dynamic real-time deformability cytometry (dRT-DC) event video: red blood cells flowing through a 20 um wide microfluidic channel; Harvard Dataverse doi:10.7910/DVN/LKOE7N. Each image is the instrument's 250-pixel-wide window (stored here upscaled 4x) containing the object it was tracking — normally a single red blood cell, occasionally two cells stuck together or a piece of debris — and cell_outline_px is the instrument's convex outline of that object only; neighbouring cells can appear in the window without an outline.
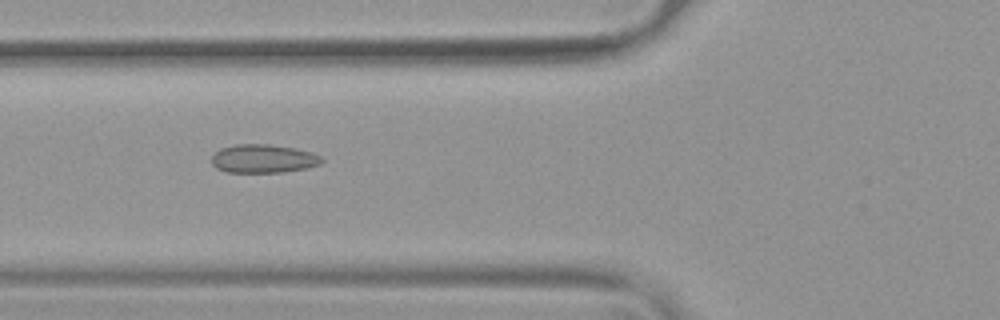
{"species": "common noctule bat (a hibernating species)", "species_latin": "Nyctalus noctula", "temperature_condition": "warm", "stored_images_in_passage": 46, "camera_frame_rate_fps": 3000, "um_per_image_px": 0.085, "animal": {"sex": "female", "body_mass_g": 19.9}, "frame": {"image": 1, "passage_image": 13, "time_ms": 4.0, "image_size_px": [1000, 320], "cell_outline_px": [[324, 160], [320, 164], [308, 168], [284, 172], [228, 172], [216, 168], [212, 164], [212, 156], [220, 148], [236, 144], [268, 144], [296, 148], [312, 152], [320, 156]], "centroid_in_image_um": [22.4, 13.48], "position_along_channel_um": 103.4, "area_um2": 18.38}}
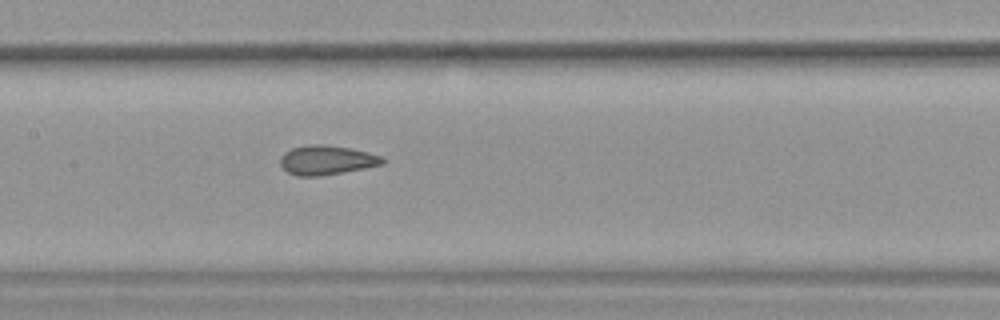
{"frame": {"image": 2, "passage_image": 19, "time_ms": 6.0, "image_size_px": [1000, 320], "cell_outline_px": [[388, 160], [384, 164], [364, 168], [320, 176], [296, 176], [288, 172], [280, 164], [280, 156], [284, 152], [292, 148], [308, 144], [324, 144], [352, 148], [384, 156]], "centroid_in_image_um": [27.8, 13.59], "position_along_channel_um": 179.6, "area_um2": 17.74}}
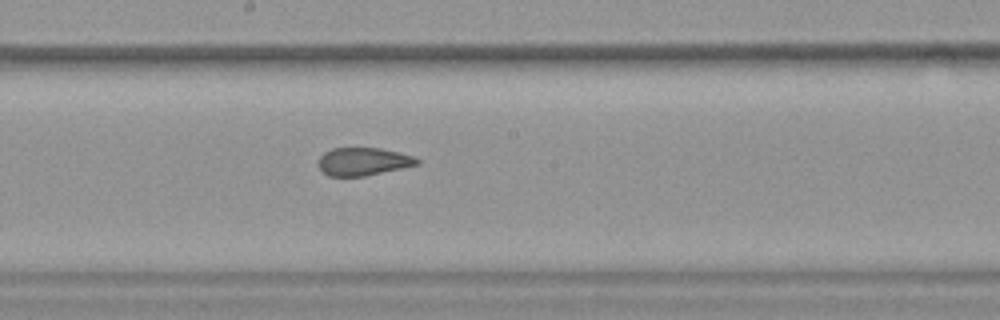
{"frame": {"image": 3, "passage_image": 22, "time_ms": 7.0, "image_size_px": [1000, 320], "cell_outline_px": [[420, 164], [364, 176], [328, 176], [316, 164], [316, 160], [324, 152], [332, 148], [380, 148], [400, 152], [412, 156], [420, 160]], "centroid_in_image_um": [30.84, 13.72], "position_along_channel_um": 217.4, "area_um2": 16.13}, "authors_computed_cell_mechanics": {"area_um2": 17.9758, "velocity_mm_per_s": 3.8036, "shape_relaxation_time_tau1_ms": null, "shape_relaxation_time_tau2_ms": 1.3253, "deformation_change_tau1": null, "deformation_change_tau2": 0.077}}